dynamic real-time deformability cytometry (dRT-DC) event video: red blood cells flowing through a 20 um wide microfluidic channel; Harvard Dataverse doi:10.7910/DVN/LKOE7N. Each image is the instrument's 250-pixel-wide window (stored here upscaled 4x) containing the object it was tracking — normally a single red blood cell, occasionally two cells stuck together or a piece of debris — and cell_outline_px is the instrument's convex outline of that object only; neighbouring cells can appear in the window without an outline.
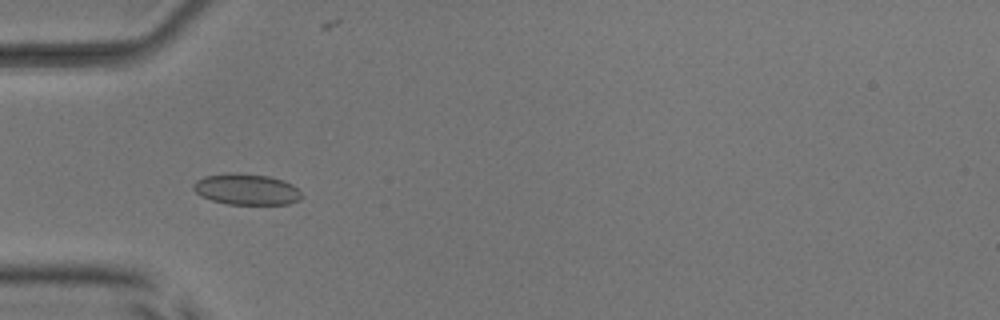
{"species": "common noctule bat (a hibernating species)", "species_latin": "Nyctalus noctula", "temperature_condition": "room temperature", "stored_images_in_passage": 47, "camera_frame_rate_fps": 3000, "um_per_image_px": 0.085, "animal": {"sex": "male", "body_mass_g": 17.9, "forearm_length_mm": 54.2}, "frame": {"image": 1, "passage_image": 17, "time_ms": 5.333, "image_size_px": [1000, 320], "cell_outline_px": [[300, 200], [288, 204], [228, 204], [212, 200], [200, 196], [192, 188], [192, 184], [196, 180], [204, 176], [236, 172], [268, 176], [284, 180], [292, 184], [300, 192]], "centroid_in_image_um": [20.92, 16.09], "position_along_channel_um": 64.1, "area_um2": 19.59}}
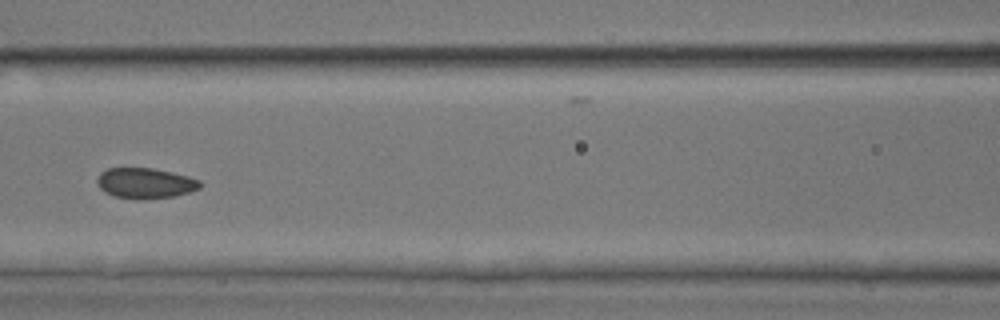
{"frame": {"image": 2, "passage_image": 24, "time_ms": 7.667, "image_size_px": [1000, 320], "cell_outline_px": [[200, 188], [188, 192], [172, 196], [144, 200], [136, 200], [112, 196], [104, 192], [96, 184], [96, 180], [100, 172], [108, 168], [152, 168], [172, 172], [188, 176], [200, 180]], "centroid_in_image_um": [12.29, 15.58], "position_along_channel_um": 154.3, "area_um2": 18.5}}
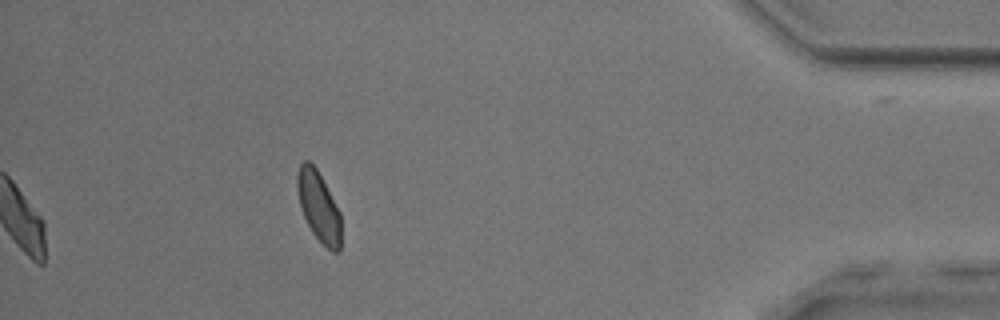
{"frame": {"image": 3, "passage_image": 47, "time_ms": 15.333, "image_size_px": [1000, 320], "cell_outline_px": [[340, 252], [332, 252], [312, 232], [304, 216], [300, 204], [296, 188], [296, 176], [300, 164], [304, 160], [308, 160], [316, 168], [340, 212]], "centroid_in_image_um": [27.07, 17.53], "position_along_channel_um": 408.1, "area_um2": 17.57}, "authors_computed_cell_mechanics": {"area_um2": 19.5942, "velocity_mm_per_s": 3.9654, "shape_relaxation_time_tau1_ms": null, "shape_relaxation_time_tau2_ms": 2.9355, "deformation_change_tau1": null, "deformation_change_tau2": 0.0769}}